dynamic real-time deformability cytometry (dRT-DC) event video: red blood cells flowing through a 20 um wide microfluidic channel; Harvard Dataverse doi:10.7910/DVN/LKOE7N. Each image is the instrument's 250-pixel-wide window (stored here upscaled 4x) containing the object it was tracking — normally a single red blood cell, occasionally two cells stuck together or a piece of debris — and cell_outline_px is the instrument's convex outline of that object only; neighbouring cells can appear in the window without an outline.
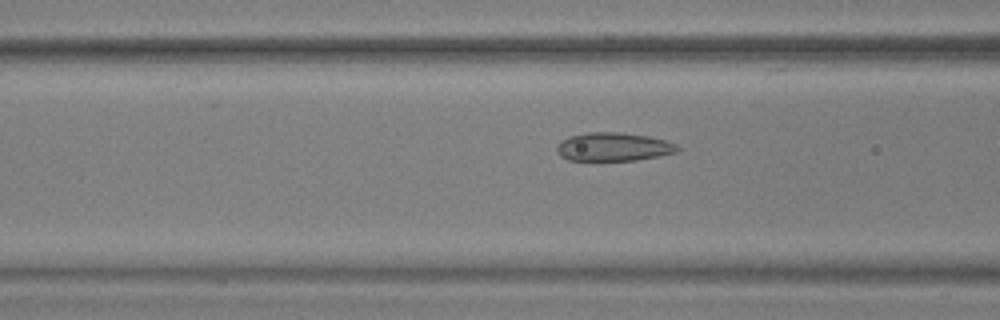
{"species": "common noctule bat (a hibernating species)", "species_latin": "Nyctalus noctula", "temperature_condition": "warm", "stored_images_in_passage": 37, "camera_frame_rate_fps": 3000, "um_per_image_px": 0.085, "animal": {"sex": "male", "body_mass_g": 17.9, "forearm_length_mm": 54.2}, "frame": {"image": 1, "passage_image": 22, "time_ms": 7.0, "image_size_px": [1000, 320], "cell_outline_px": [[680, 148], [676, 152], [660, 156], [636, 160], [568, 160], [560, 156], [556, 152], [556, 148], [560, 140], [568, 136], [588, 132], [616, 132], [648, 136], [664, 140], [676, 144]], "centroid_in_image_um": [52.1, 12.48], "position_along_channel_um": 114.5, "area_um2": 20.06}}
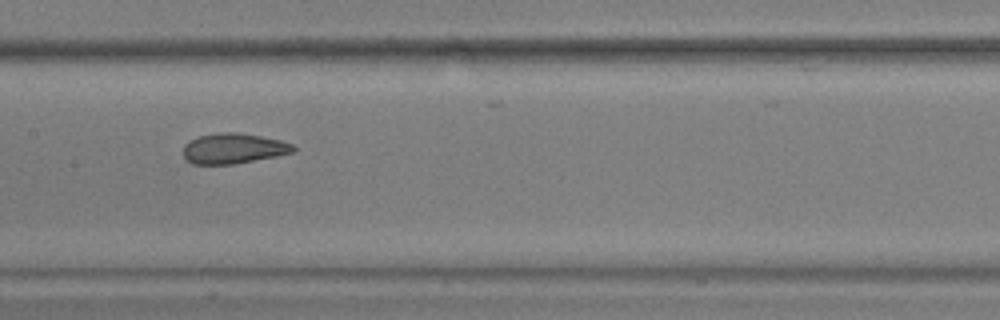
{"frame": {"image": 2, "passage_image": 28, "time_ms": 9.0, "image_size_px": [1000, 320], "cell_outline_px": [[296, 152], [276, 156], [232, 164], [192, 164], [184, 156], [184, 144], [200, 136], [220, 132], [236, 132], [260, 136], [280, 140], [292, 144], [296, 148]], "centroid_in_image_um": [19.87, 12.62], "position_along_channel_um": 187.5, "area_um2": 19.25}}
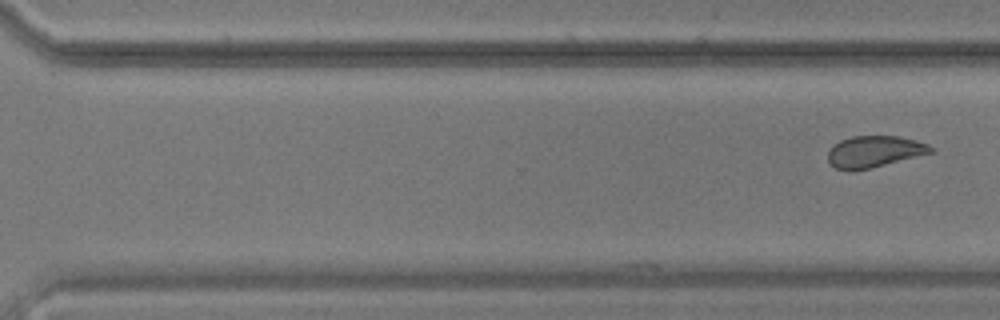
{"frame": {"image": 3, "passage_image": 37, "time_ms": 12.0, "image_size_px": [1000, 320], "cell_outline_px": [[936, 152], [872, 168], [852, 172], [848, 172], [836, 168], [828, 160], [828, 152], [832, 144], [840, 140], [852, 136], [900, 136], [928, 144]], "centroid_in_image_um": [74.31, 12.9], "position_along_channel_um": 296.3, "area_um2": 19.25}}